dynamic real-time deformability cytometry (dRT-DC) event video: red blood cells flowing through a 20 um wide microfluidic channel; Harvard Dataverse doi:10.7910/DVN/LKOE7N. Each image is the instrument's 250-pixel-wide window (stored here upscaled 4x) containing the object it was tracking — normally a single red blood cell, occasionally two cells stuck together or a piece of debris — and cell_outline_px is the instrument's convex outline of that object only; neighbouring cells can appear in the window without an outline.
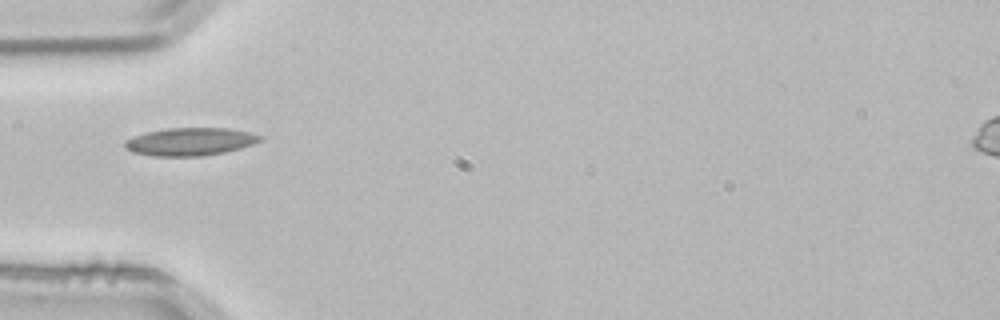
{"species": "common noctule bat (a hibernating species)", "species_latin": "Nyctalus noctula", "temperature_condition": "room temperature", "stored_images_in_passage": 1, "camera_frame_rate_fps": 3000, "um_per_image_px": 0.085, "animal": {"sex": "male", "body_mass_g": 21.5, "forearm_length_mm": 52.0}, "frame": {"image": 1, "passage_image": 1, "time_ms": 0.0, "image_size_px": [1000, 320], "cell_outline_px": [[264, 136], [260, 140], [252, 144], [240, 148], [224, 152], [200, 156], [152, 156], [132, 152], [124, 148], [124, 140], [132, 136], [144, 132], [164, 128], [228, 128], [252, 132]], "centroid_in_image_um": [16.12, 12.03], "position_along_channel_um": 68.9, "area_um2": 22.2}}